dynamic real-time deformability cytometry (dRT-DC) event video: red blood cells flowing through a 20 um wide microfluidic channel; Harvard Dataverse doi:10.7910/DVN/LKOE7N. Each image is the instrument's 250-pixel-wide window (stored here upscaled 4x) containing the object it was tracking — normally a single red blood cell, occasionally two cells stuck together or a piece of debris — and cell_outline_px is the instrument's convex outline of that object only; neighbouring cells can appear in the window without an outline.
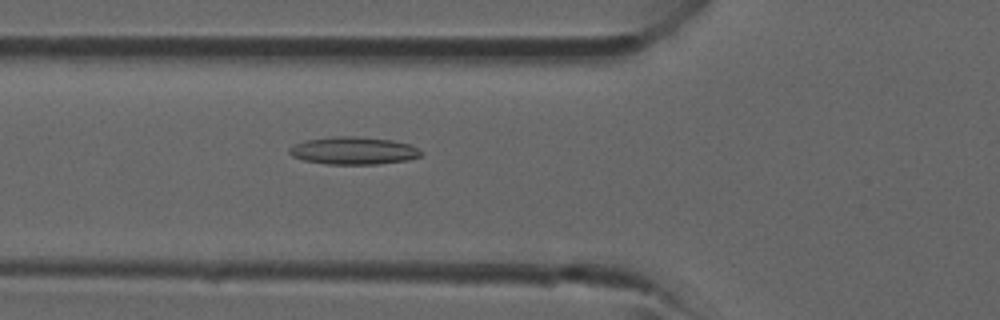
{"species": "common noctule bat (a hibernating species)", "species_latin": "Nyctalus noctula", "temperature_condition": "room temperature", "stored_images_in_passage": 40, "camera_frame_rate_fps": 3000, "um_per_image_px": 0.085, "animal": {"sex": "male", "forearm_length_mm": 52.5}, "frame": {"image": 1, "passage_image": 13, "time_ms": 4.0, "image_size_px": [1000, 320], "cell_outline_px": [[424, 152], [420, 156], [408, 160], [376, 164], [328, 164], [304, 160], [292, 156], [288, 152], [288, 148], [304, 140], [336, 136], [356, 136], [392, 140], [408, 144]], "centroid_in_image_um": [30.03, 12.8], "position_along_channel_um": 95.8, "area_um2": 21.1}}
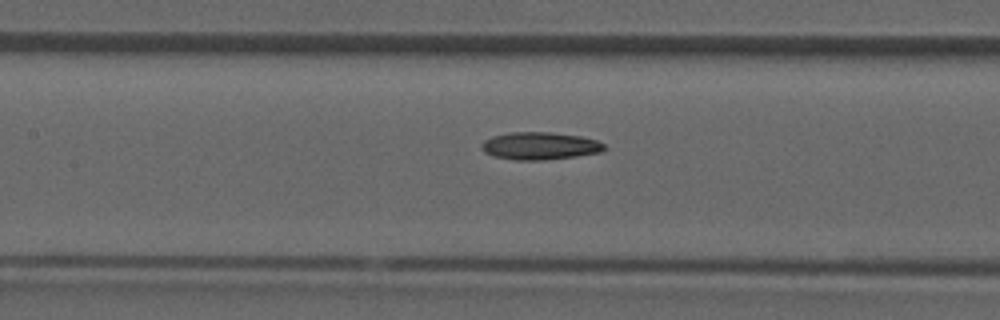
{"frame": {"image": 2, "passage_image": 17, "time_ms": 5.333, "image_size_px": [1000, 320], "cell_outline_px": [[608, 148], [600, 152], [576, 156], [540, 160], [516, 160], [496, 156], [484, 152], [480, 148], [480, 144], [484, 140], [492, 136], [512, 132], [552, 132], [580, 136], [596, 140], [604, 144]], "centroid_in_image_um": [45.88, 12.39], "position_along_channel_um": 161.5, "area_um2": 19.65}}
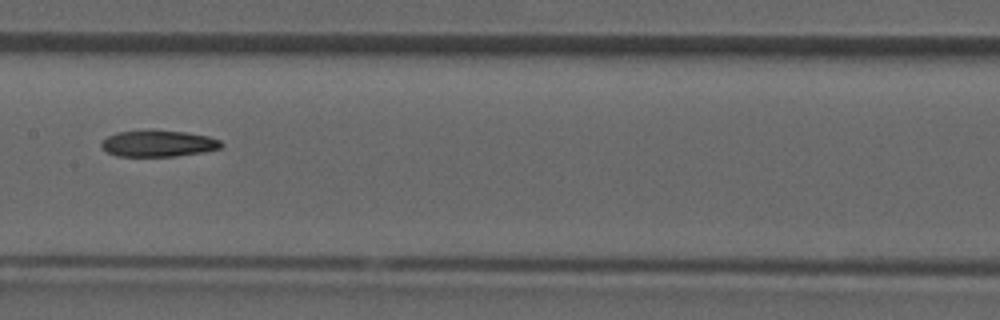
{"frame": {"image": 3, "passage_image": 19, "time_ms": 6.0, "image_size_px": [1000, 320], "cell_outline_px": [[224, 144], [220, 148], [204, 152], [176, 156], [116, 156], [108, 152], [100, 144], [108, 136], [116, 132], [152, 128], [184, 132], [208, 136], [220, 140]], "centroid_in_image_um": [13.46, 12.17], "position_along_channel_um": 193.9, "area_um2": 18.79}}